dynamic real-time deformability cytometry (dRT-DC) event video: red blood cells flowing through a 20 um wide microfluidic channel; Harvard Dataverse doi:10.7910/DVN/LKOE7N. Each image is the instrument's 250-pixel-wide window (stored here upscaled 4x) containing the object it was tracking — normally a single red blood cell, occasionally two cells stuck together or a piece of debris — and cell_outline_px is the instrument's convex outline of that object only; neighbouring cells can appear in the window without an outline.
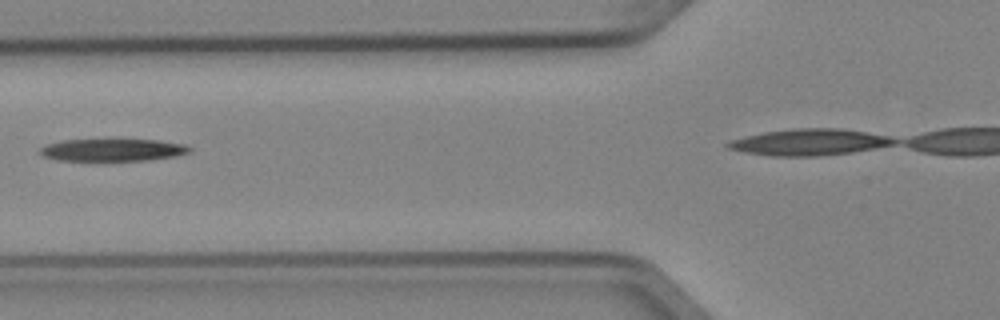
{"species": "Egyptian fruit bat (a non-hibernating species)", "species_latin": "Rousettus aegyptiacus", "temperature_condition": "cold", "stored_images_in_passage": 4, "camera_frame_rate_fps": 3000, "um_per_image_px": 0.085, "animal": {"sex": "female"}, "frame": {"image": 1, "passage_image": 2, "time_ms": 0.333, "image_size_px": [1000, 320], "cell_outline_px": [[192, 152], [172, 156], [148, 160], [56, 160], [44, 156], [40, 152], [40, 148], [48, 144], [60, 140], [116, 136], [160, 140], [188, 144], [192, 148]], "centroid_in_image_um": [9.62, 12.67], "position_along_channel_um": 116.2, "area_um2": 20.75}}